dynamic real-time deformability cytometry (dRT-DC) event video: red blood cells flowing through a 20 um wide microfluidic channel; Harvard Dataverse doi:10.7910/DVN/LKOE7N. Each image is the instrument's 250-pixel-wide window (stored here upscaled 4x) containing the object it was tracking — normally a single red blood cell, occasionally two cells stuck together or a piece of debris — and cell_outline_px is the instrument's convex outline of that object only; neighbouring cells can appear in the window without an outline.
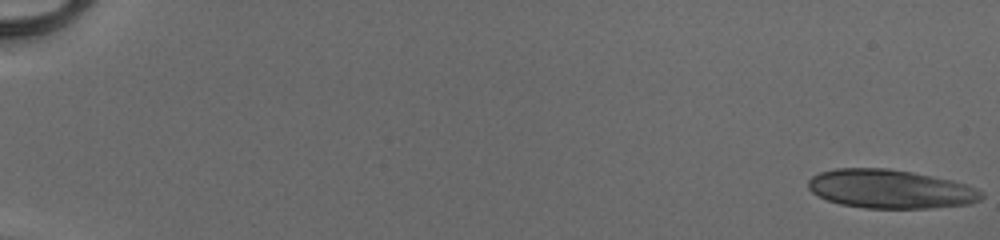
{"species": "human", "species_latin": "Homo sapiens", "temperature_condition": "cold", "stored_images_in_passage": 52, "camera_frame_rate_fps": 3000, "um_per_image_px": 0.085, "donor": {"sex": "male"}, "frame": {"image": 1, "passage_image": 1, "time_ms": 0.0, "image_size_px": [1000, 240], "cell_outline_px": [[984, 196], [980, 200], [968, 204], [928, 208], [864, 208], [840, 204], [828, 200], [812, 192], [808, 188], [808, 180], [812, 176], [820, 172], [836, 168], [888, 168], [912, 172], [952, 180], [968, 184], [984, 192]], "centroid_in_image_um": [75.7, 16.06], "position_along_channel_um": 9.3, "area_um2": 39.25}}
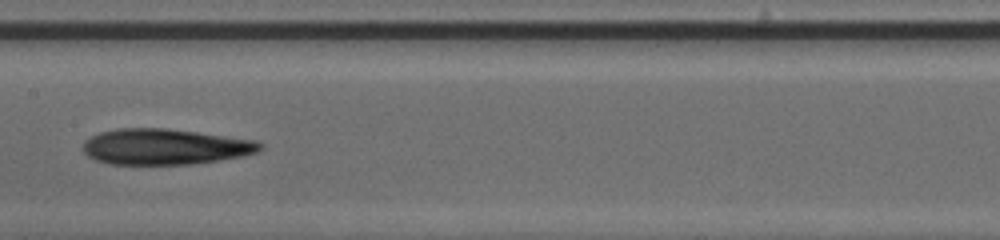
{"frame": {"image": 2, "passage_image": 29, "time_ms": 9.333, "image_size_px": [1000, 240], "cell_outline_px": [[264, 148], [256, 152], [244, 156], [188, 164], [108, 164], [96, 160], [88, 156], [84, 152], [84, 140], [100, 132], [116, 128], [164, 128], [196, 132], [256, 140], [264, 144]], "centroid_in_image_um": [14.02, 12.46], "position_along_channel_um": 193.4, "area_um2": 36.82}}
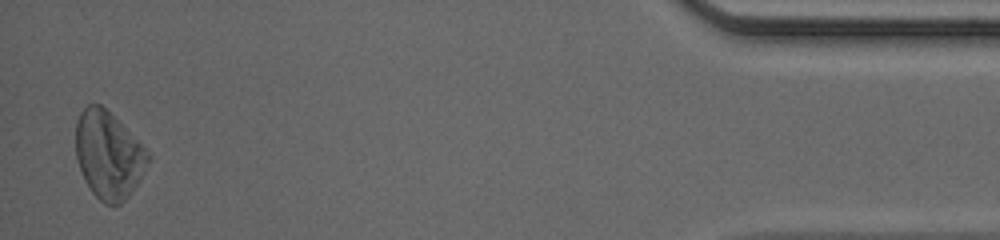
{"frame": {"image": 3, "passage_image": 51, "time_ms": 16.667, "image_size_px": [1000, 240], "cell_outline_px": [[152, 156], [136, 184], [128, 196], [120, 204], [104, 204], [92, 192], [84, 180], [76, 156], [76, 120], [80, 112], [88, 104], [100, 104]], "centroid_in_image_um": [9.19, 13.19], "position_along_channel_um": 426.0, "area_um2": 35.95}, "authors_computed_cell_mechanics": {"area_um2": 37.0498, "velocity_mm_per_s": 4.1288, "shape_relaxation_time_tau1_ms": 10.5452, "shape_relaxation_time_tau2_ms": 7.1093, "deformation_change_tau1": 0.2626, "deformation_change_tau2": 0.199}}